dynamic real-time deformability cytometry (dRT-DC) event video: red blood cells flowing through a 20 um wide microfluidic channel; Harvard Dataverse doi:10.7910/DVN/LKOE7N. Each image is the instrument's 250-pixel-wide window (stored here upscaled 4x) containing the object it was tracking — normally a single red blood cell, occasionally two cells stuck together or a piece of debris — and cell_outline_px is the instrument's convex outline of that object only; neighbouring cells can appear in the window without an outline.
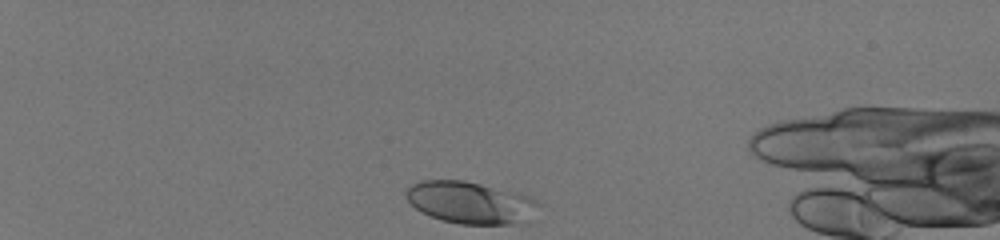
{"species": "human", "species_latin": "Homo sapiens", "temperature_condition": "room temperature", "stored_images_in_passage": 35, "camera_frame_rate_fps": 3000, "um_per_image_px": 0.085, "donor": {"sex": "male"}, "frame": {"image": 1, "passage_image": 1, "time_ms": 0.0, "image_size_px": [1000, 240], "cell_outline_px": [[544, 208], [512, 224], [460, 224], [444, 220], [420, 212], [404, 196], [408, 188], [412, 184], [420, 180], [464, 180], [520, 192], [536, 200]], "centroid_in_image_um": [39.99, 17.19], "position_along_channel_um": 45.0, "area_um2": 32.43}}
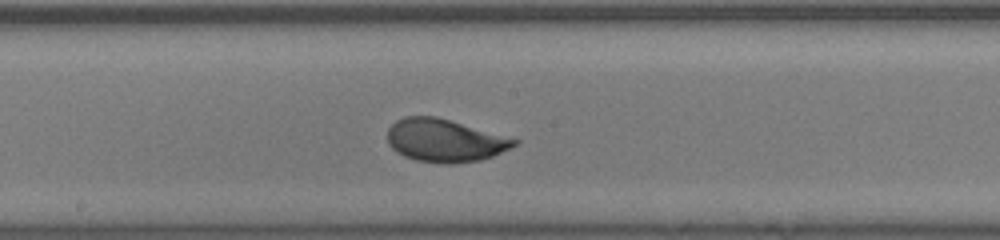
{"frame": {"image": 2, "passage_image": 19, "time_ms": 6.0, "image_size_px": [1000, 240], "cell_outline_px": [[520, 140], [516, 144], [492, 156], [480, 160], [452, 164], [444, 164], [416, 160], [404, 156], [396, 152], [388, 144], [388, 128], [396, 120], [404, 116], [436, 116]], "centroid_in_image_um": [37.76, 11.94], "position_along_channel_um": 210.4, "area_um2": 31.5}}
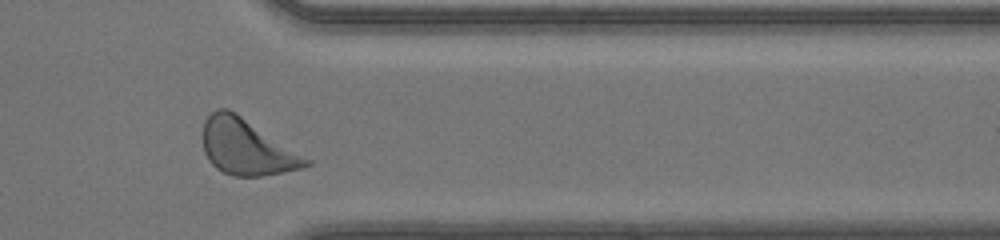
{"frame": {"image": 3, "passage_image": 32, "time_ms": 10.333, "image_size_px": [1000, 240], "cell_outline_px": [[312, 164], [304, 168], [260, 176], [232, 176], [216, 168], [208, 160], [204, 152], [204, 120], [216, 108], [228, 108], [236, 112], [312, 160]], "centroid_in_image_um": [20.98, 12.5], "position_along_channel_um": 390.4, "area_um2": 33.47}, "authors_computed_cell_mechanics": {"area_um2": 31.501, "velocity_mm_per_s": 4.1622, "shape_relaxation_time_tau1_ms": 2.34, "shape_relaxation_time_tau2_ms": null, "deformation_change_tau1": 0.1296, "deformation_change_tau2": null}}